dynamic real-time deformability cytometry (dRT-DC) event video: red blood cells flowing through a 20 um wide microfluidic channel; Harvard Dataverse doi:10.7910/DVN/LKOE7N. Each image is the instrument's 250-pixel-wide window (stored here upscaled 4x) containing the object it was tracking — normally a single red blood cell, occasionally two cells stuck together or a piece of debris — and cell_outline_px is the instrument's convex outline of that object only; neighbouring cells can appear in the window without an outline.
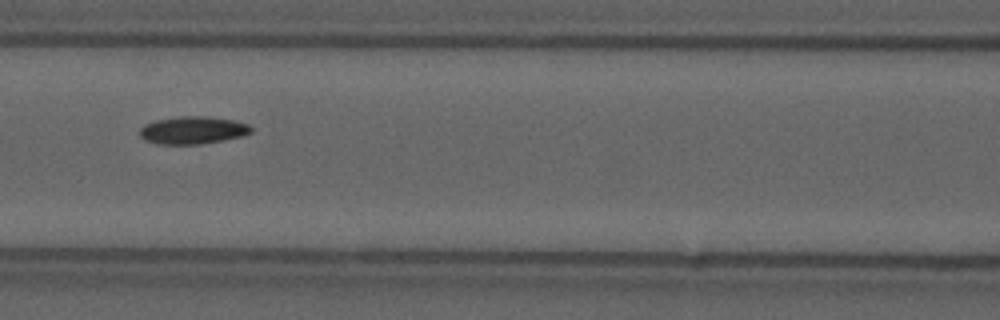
{"species": "common noctule bat (a hibernating species)", "species_latin": "Nyctalus noctula", "temperature_condition": "cold", "stored_images_in_passage": 9, "camera_frame_rate_fps": 3000, "um_per_image_px": 0.085, "animal": {"sex": "male", "forearm_length_mm": 52.5}, "frame": {"image": 1, "passage_image": 8, "time_ms": 2.333, "image_size_px": [1000, 320], "cell_outline_px": [[252, 132], [244, 136], [200, 144], [160, 144], [144, 140], [140, 136], [140, 128], [144, 124], [156, 120], [180, 116], [204, 116], [232, 120], [248, 124], [252, 128]], "centroid_in_image_um": [16.38, 11.07], "position_along_channel_um": 150.2, "area_um2": 17.86}}